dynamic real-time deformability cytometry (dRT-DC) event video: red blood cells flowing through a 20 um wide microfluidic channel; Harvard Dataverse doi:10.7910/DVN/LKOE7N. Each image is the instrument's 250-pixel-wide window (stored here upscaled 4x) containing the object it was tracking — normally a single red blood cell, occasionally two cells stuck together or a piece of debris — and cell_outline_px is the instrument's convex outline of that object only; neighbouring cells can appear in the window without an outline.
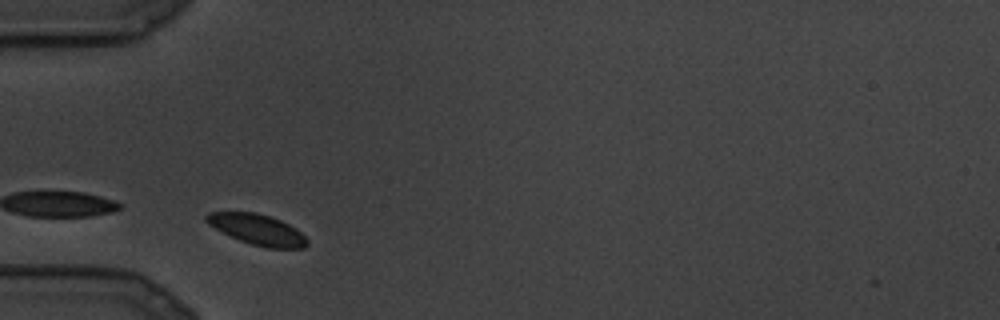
{"species": "common noctule bat (a hibernating species)", "species_latin": "Nyctalus noctula", "temperature_condition": "cold", "stored_images_in_passage": 23, "camera_frame_rate_fps": 3000, "um_per_image_px": 0.085, "animal": {"sex": "male", "body_mass_g": 19.5, "forearm_length_mm": 54.6}, "frame": {"image": 1, "passage_image": 3, "time_ms": 0.667, "image_size_px": [1000, 320], "cell_outline_px": [[308, 244], [304, 248], [268, 248], [252, 244], [240, 240], [208, 224], [204, 220], [204, 216], [208, 212], [256, 212], [280, 220], [296, 228], [308, 240]], "centroid_in_image_um": [21.88, 19.5], "position_along_channel_um": 63.1, "area_um2": 17.74}}
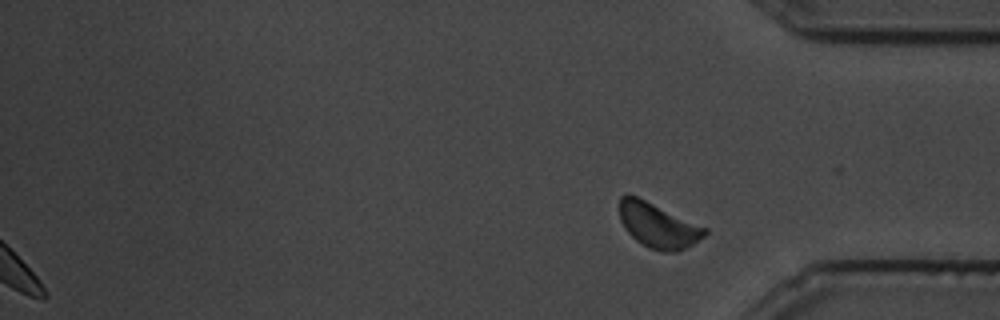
{"frame": {"image": 2, "passage_image": 23, "time_ms": 7.333, "image_size_px": [1000, 320], "cell_outline_px": [[708, 232], [704, 236], [692, 244], [676, 252], [660, 252], [648, 248], [636, 240], [624, 228], [620, 220], [620, 196], [624, 192], [628, 192], [708, 228]], "centroid_in_image_um": [55.91, 19.15], "position_along_channel_um": 379.3, "area_um2": 22.43}}